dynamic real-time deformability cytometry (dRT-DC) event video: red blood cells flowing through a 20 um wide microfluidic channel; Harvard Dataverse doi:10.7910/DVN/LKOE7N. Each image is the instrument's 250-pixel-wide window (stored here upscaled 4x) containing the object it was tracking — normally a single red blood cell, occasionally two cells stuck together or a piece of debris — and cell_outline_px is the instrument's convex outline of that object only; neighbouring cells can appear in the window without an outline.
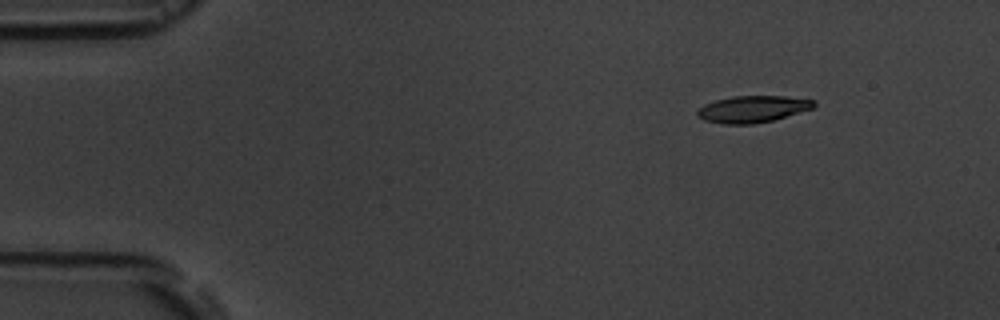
{"species": "common noctule bat (a hibernating species)", "species_latin": "Nyctalus noctula", "temperature_condition": "room temperature", "stored_images_in_passage": 5, "camera_frame_rate_fps": 3000, "um_per_image_px": 0.085, "animal": {"sex": "male", "body_mass_g": 19.5, "forearm_length_mm": 54.6}, "frame": {"image": 1, "passage_image": 2, "time_ms": 1.333, "image_size_px": [1000, 320], "cell_outline_px": [[816, 104], [812, 108], [772, 120], [752, 124], [724, 124], [704, 120], [696, 116], [696, 108], [704, 104], [716, 100], [732, 96], [784, 96], [816, 100]], "centroid_in_image_um": [63.91, 9.26], "position_along_channel_um": 21.1, "area_um2": 18.15}}
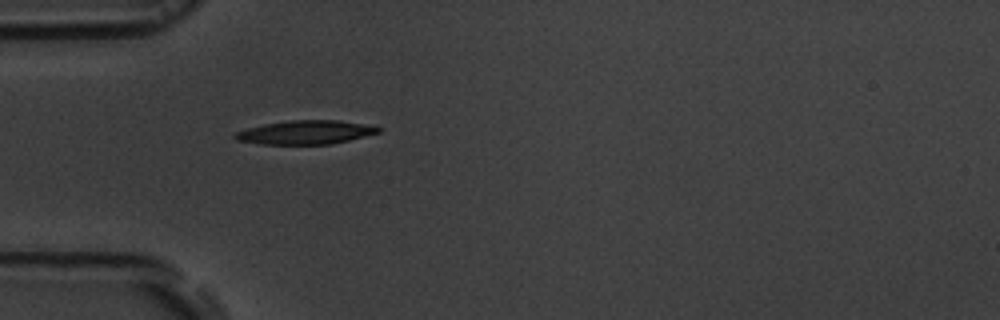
{"frame": {"image": 2, "passage_image": 5, "time_ms": 4.667, "image_size_px": [1000, 320], "cell_outline_px": [[380, 132], [332, 144], [260, 144], [236, 140], [232, 136], [236, 132], [248, 128], [264, 124], [292, 120], [340, 120], [380, 128]], "centroid_in_image_um": [25.91, 11.25], "position_along_channel_um": 59.1, "area_um2": 19.54}}